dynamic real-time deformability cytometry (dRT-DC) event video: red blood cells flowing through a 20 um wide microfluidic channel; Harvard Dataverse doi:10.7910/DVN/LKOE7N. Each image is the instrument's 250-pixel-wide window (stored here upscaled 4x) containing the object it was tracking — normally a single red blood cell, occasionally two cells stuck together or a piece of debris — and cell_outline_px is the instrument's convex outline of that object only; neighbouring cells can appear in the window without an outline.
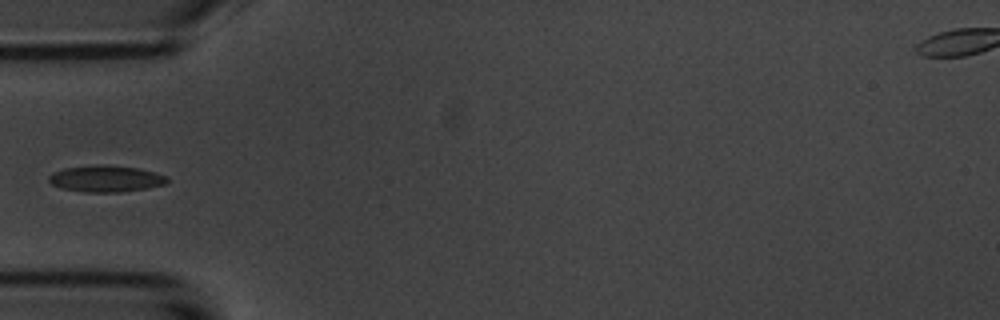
{"species": "common noctule bat (a hibernating species)", "species_latin": "Nyctalus noctula", "temperature_condition": "room temperature", "stored_images_in_passage": 6, "camera_frame_rate_fps": 3000, "um_per_image_px": 0.085, "animal": {"sex": "male", "body_mass_g": 20.1, "forearm_length_mm": 53.5}, "frame": {"image": 1, "passage_image": 5, "time_ms": 4.667, "image_size_px": [1000, 320], "cell_outline_px": [[168, 180], [164, 184], [148, 188], [120, 192], [84, 192], [64, 188], [52, 184], [48, 180], [48, 176], [52, 172], [64, 168], [92, 164], [104, 164], [140, 168], [156, 172], [168, 176]], "centroid_in_image_um": [9.01, 15.17], "position_along_channel_um": 76.0, "area_um2": 18.5}}